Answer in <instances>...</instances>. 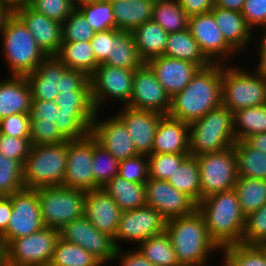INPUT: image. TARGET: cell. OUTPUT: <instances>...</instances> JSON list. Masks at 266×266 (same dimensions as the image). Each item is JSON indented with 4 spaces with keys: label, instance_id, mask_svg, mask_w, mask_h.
I'll return each mask as SVG.
<instances>
[{
    "label": "cell",
    "instance_id": "obj_1",
    "mask_svg": "<svg viewBox=\"0 0 266 266\" xmlns=\"http://www.w3.org/2000/svg\"><path fill=\"white\" fill-rule=\"evenodd\" d=\"M222 64L199 68L189 84L171 98L169 116L192 123L221 105Z\"/></svg>",
    "mask_w": 266,
    "mask_h": 266
},
{
    "label": "cell",
    "instance_id": "obj_2",
    "mask_svg": "<svg viewBox=\"0 0 266 266\" xmlns=\"http://www.w3.org/2000/svg\"><path fill=\"white\" fill-rule=\"evenodd\" d=\"M210 239L219 249L242 242L245 215L234 189L212 194L197 204Z\"/></svg>",
    "mask_w": 266,
    "mask_h": 266
},
{
    "label": "cell",
    "instance_id": "obj_3",
    "mask_svg": "<svg viewBox=\"0 0 266 266\" xmlns=\"http://www.w3.org/2000/svg\"><path fill=\"white\" fill-rule=\"evenodd\" d=\"M165 232L181 266L205 265L211 258L210 253L220 250L210 239L204 218L197 208L191 214L167 220Z\"/></svg>",
    "mask_w": 266,
    "mask_h": 266
},
{
    "label": "cell",
    "instance_id": "obj_4",
    "mask_svg": "<svg viewBox=\"0 0 266 266\" xmlns=\"http://www.w3.org/2000/svg\"><path fill=\"white\" fill-rule=\"evenodd\" d=\"M1 36L9 76H26L46 58L27 26L14 12L5 20Z\"/></svg>",
    "mask_w": 266,
    "mask_h": 266
},
{
    "label": "cell",
    "instance_id": "obj_5",
    "mask_svg": "<svg viewBox=\"0 0 266 266\" xmlns=\"http://www.w3.org/2000/svg\"><path fill=\"white\" fill-rule=\"evenodd\" d=\"M236 143L233 113L223 105L189 124V154L220 152Z\"/></svg>",
    "mask_w": 266,
    "mask_h": 266
},
{
    "label": "cell",
    "instance_id": "obj_6",
    "mask_svg": "<svg viewBox=\"0 0 266 266\" xmlns=\"http://www.w3.org/2000/svg\"><path fill=\"white\" fill-rule=\"evenodd\" d=\"M68 140L57 144L32 145L22 167L27 189L63 185Z\"/></svg>",
    "mask_w": 266,
    "mask_h": 266
},
{
    "label": "cell",
    "instance_id": "obj_7",
    "mask_svg": "<svg viewBox=\"0 0 266 266\" xmlns=\"http://www.w3.org/2000/svg\"><path fill=\"white\" fill-rule=\"evenodd\" d=\"M228 66L222 64L221 105L234 113L266 104V78L254 70Z\"/></svg>",
    "mask_w": 266,
    "mask_h": 266
},
{
    "label": "cell",
    "instance_id": "obj_8",
    "mask_svg": "<svg viewBox=\"0 0 266 266\" xmlns=\"http://www.w3.org/2000/svg\"><path fill=\"white\" fill-rule=\"evenodd\" d=\"M44 227L59 230L84 215L86 192L62 185L36 188Z\"/></svg>",
    "mask_w": 266,
    "mask_h": 266
},
{
    "label": "cell",
    "instance_id": "obj_9",
    "mask_svg": "<svg viewBox=\"0 0 266 266\" xmlns=\"http://www.w3.org/2000/svg\"><path fill=\"white\" fill-rule=\"evenodd\" d=\"M59 230L43 227L31 235L13 239L4 248V266L50 264Z\"/></svg>",
    "mask_w": 266,
    "mask_h": 266
},
{
    "label": "cell",
    "instance_id": "obj_10",
    "mask_svg": "<svg viewBox=\"0 0 266 266\" xmlns=\"http://www.w3.org/2000/svg\"><path fill=\"white\" fill-rule=\"evenodd\" d=\"M201 181V200L216 193L234 189L238 179L233 146L220 152L196 156Z\"/></svg>",
    "mask_w": 266,
    "mask_h": 266
},
{
    "label": "cell",
    "instance_id": "obj_11",
    "mask_svg": "<svg viewBox=\"0 0 266 266\" xmlns=\"http://www.w3.org/2000/svg\"><path fill=\"white\" fill-rule=\"evenodd\" d=\"M135 69L118 68L99 64L89 77L91 101L95 111H101L108 99L119 100L127 106L131 98Z\"/></svg>",
    "mask_w": 266,
    "mask_h": 266
},
{
    "label": "cell",
    "instance_id": "obj_12",
    "mask_svg": "<svg viewBox=\"0 0 266 266\" xmlns=\"http://www.w3.org/2000/svg\"><path fill=\"white\" fill-rule=\"evenodd\" d=\"M9 197L12 215L9 218L6 236L0 241L4 248L13 239L31 235L44 227L36 189L24 188Z\"/></svg>",
    "mask_w": 266,
    "mask_h": 266
},
{
    "label": "cell",
    "instance_id": "obj_13",
    "mask_svg": "<svg viewBox=\"0 0 266 266\" xmlns=\"http://www.w3.org/2000/svg\"><path fill=\"white\" fill-rule=\"evenodd\" d=\"M59 237L81 246L103 264L113 262L118 249L114 238L100 232L84 215L60 228Z\"/></svg>",
    "mask_w": 266,
    "mask_h": 266
},
{
    "label": "cell",
    "instance_id": "obj_14",
    "mask_svg": "<svg viewBox=\"0 0 266 266\" xmlns=\"http://www.w3.org/2000/svg\"><path fill=\"white\" fill-rule=\"evenodd\" d=\"M166 219L154 208L143 206L122 212L114 242L120 248L119 242H133L137 246L146 239L165 232Z\"/></svg>",
    "mask_w": 266,
    "mask_h": 266
},
{
    "label": "cell",
    "instance_id": "obj_15",
    "mask_svg": "<svg viewBox=\"0 0 266 266\" xmlns=\"http://www.w3.org/2000/svg\"><path fill=\"white\" fill-rule=\"evenodd\" d=\"M127 107L162 115L169 114L171 97L146 63L135 69L131 98Z\"/></svg>",
    "mask_w": 266,
    "mask_h": 266
},
{
    "label": "cell",
    "instance_id": "obj_16",
    "mask_svg": "<svg viewBox=\"0 0 266 266\" xmlns=\"http://www.w3.org/2000/svg\"><path fill=\"white\" fill-rule=\"evenodd\" d=\"M93 136L68 140L67 162L62 186L91 191L99 189L92 172Z\"/></svg>",
    "mask_w": 266,
    "mask_h": 266
},
{
    "label": "cell",
    "instance_id": "obj_17",
    "mask_svg": "<svg viewBox=\"0 0 266 266\" xmlns=\"http://www.w3.org/2000/svg\"><path fill=\"white\" fill-rule=\"evenodd\" d=\"M188 28L198 42L201 51L211 63L226 64L233 55L236 56V52L224 40L211 12L189 17Z\"/></svg>",
    "mask_w": 266,
    "mask_h": 266
},
{
    "label": "cell",
    "instance_id": "obj_18",
    "mask_svg": "<svg viewBox=\"0 0 266 266\" xmlns=\"http://www.w3.org/2000/svg\"><path fill=\"white\" fill-rule=\"evenodd\" d=\"M146 205L157 210L166 220L191 214L197 204L168 181L150 179L145 183Z\"/></svg>",
    "mask_w": 266,
    "mask_h": 266
},
{
    "label": "cell",
    "instance_id": "obj_19",
    "mask_svg": "<svg viewBox=\"0 0 266 266\" xmlns=\"http://www.w3.org/2000/svg\"><path fill=\"white\" fill-rule=\"evenodd\" d=\"M97 111L91 127V135L98 144L111 153L118 161L138 155L131 135L123 121L114 113L105 120L98 119Z\"/></svg>",
    "mask_w": 266,
    "mask_h": 266
},
{
    "label": "cell",
    "instance_id": "obj_20",
    "mask_svg": "<svg viewBox=\"0 0 266 266\" xmlns=\"http://www.w3.org/2000/svg\"><path fill=\"white\" fill-rule=\"evenodd\" d=\"M14 13L31 32L39 48L46 56H56L62 44L61 23L31 9L28 5L17 8Z\"/></svg>",
    "mask_w": 266,
    "mask_h": 266
},
{
    "label": "cell",
    "instance_id": "obj_21",
    "mask_svg": "<svg viewBox=\"0 0 266 266\" xmlns=\"http://www.w3.org/2000/svg\"><path fill=\"white\" fill-rule=\"evenodd\" d=\"M121 109L116 115L127 127L137 153L147 156L152 154L155 132L163 115L127 106Z\"/></svg>",
    "mask_w": 266,
    "mask_h": 266
},
{
    "label": "cell",
    "instance_id": "obj_22",
    "mask_svg": "<svg viewBox=\"0 0 266 266\" xmlns=\"http://www.w3.org/2000/svg\"><path fill=\"white\" fill-rule=\"evenodd\" d=\"M146 64L171 98L189 84L199 69L195 63L164 55L154 57Z\"/></svg>",
    "mask_w": 266,
    "mask_h": 266
},
{
    "label": "cell",
    "instance_id": "obj_23",
    "mask_svg": "<svg viewBox=\"0 0 266 266\" xmlns=\"http://www.w3.org/2000/svg\"><path fill=\"white\" fill-rule=\"evenodd\" d=\"M84 216L100 232L114 238L122 211L103 188L86 191Z\"/></svg>",
    "mask_w": 266,
    "mask_h": 266
},
{
    "label": "cell",
    "instance_id": "obj_24",
    "mask_svg": "<svg viewBox=\"0 0 266 266\" xmlns=\"http://www.w3.org/2000/svg\"><path fill=\"white\" fill-rule=\"evenodd\" d=\"M67 68L57 56H46L35 71L25 76L32 100L55 101L59 94L61 75Z\"/></svg>",
    "mask_w": 266,
    "mask_h": 266
},
{
    "label": "cell",
    "instance_id": "obj_25",
    "mask_svg": "<svg viewBox=\"0 0 266 266\" xmlns=\"http://www.w3.org/2000/svg\"><path fill=\"white\" fill-rule=\"evenodd\" d=\"M152 153H189V124L163 115L155 132Z\"/></svg>",
    "mask_w": 266,
    "mask_h": 266
},
{
    "label": "cell",
    "instance_id": "obj_26",
    "mask_svg": "<svg viewBox=\"0 0 266 266\" xmlns=\"http://www.w3.org/2000/svg\"><path fill=\"white\" fill-rule=\"evenodd\" d=\"M226 43L238 54L249 45L254 34L239 11L214 6L210 11Z\"/></svg>",
    "mask_w": 266,
    "mask_h": 266
},
{
    "label": "cell",
    "instance_id": "obj_27",
    "mask_svg": "<svg viewBox=\"0 0 266 266\" xmlns=\"http://www.w3.org/2000/svg\"><path fill=\"white\" fill-rule=\"evenodd\" d=\"M32 95L25 76L0 80V119L18 113H29Z\"/></svg>",
    "mask_w": 266,
    "mask_h": 266
},
{
    "label": "cell",
    "instance_id": "obj_28",
    "mask_svg": "<svg viewBox=\"0 0 266 266\" xmlns=\"http://www.w3.org/2000/svg\"><path fill=\"white\" fill-rule=\"evenodd\" d=\"M116 29L133 31L152 20L154 0H116L112 2Z\"/></svg>",
    "mask_w": 266,
    "mask_h": 266
},
{
    "label": "cell",
    "instance_id": "obj_29",
    "mask_svg": "<svg viewBox=\"0 0 266 266\" xmlns=\"http://www.w3.org/2000/svg\"><path fill=\"white\" fill-rule=\"evenodd\" d=\"M138 54L144 63L162 56L166 49L168 33L153 20L146 21L132 31Z\"/></svg>",
    "mask_w": 266,
    "mask_h": 266
},
{
    "label": "cell",
    "instance_id": "obj_30",
    "mask_svg": "<svg viewBox=\"0 0 266 266\" xmlns=\"http://www.w3.org/2000/svg\"><path fill=\"white\" fill-rule=\"evenodd\" d=\"M163 55L195 63L199 68L211 64L201 51L198 42L191 35L189 28L168 34Z\"/></svg>",
    "mask_w": 266,
    "mask_h": 266
},
{
    "label": "cell",
    "instance_id": "obj_31",
    "mask_svg": "<svg viewBox=\"0 0 266 266\" xmlns=\"http://www.w3.org/2000/svg\"><path fill=\"white\" fill-rule=\"evenodd\" d=\"M102 188L122 212L146 205L145 184L130 182L117 175Z\"/></svg>",
    "mask_w": 266,
    "mask_h": 266
},
{
    "label": "cell",
    "instance_id": "obj_32",
    "mask_svg": "<svg viewBox=\"0 0 266 266\" xmlns=\"http://www.w3.org/2000/svg\"><path fill=\"white\" fill-rule=\"evenodd\" d=\"M68 68L81 71L90 77L99 63L90 41L62 42L56 55Z\"/></svg>",
    "mask_w": 266,
    "mask_h": 266
},
{
    "label": "cell",
    "instance_id": "obj_33",
    "mask_svg": "<svg viewBox=\"0 0 266 266\" xmlns=\"http://www.w3.org/2000/svg\"><path fill=\"white\" fill-rule=\"evenodd\" d=\"M104 64L126 69H137L144 64L131 31L113 29L112 55H109Z\"/></svg>",
    "mask_w": 266,
    "mask_h": 266
},
{
    "label": "cell",
    "instance_id": "obj_34",
    "mask_svg": "<svg viewBox=\"0 0 266 266\" xmlns=\"http://www.w3.org/2000/svg\"><path fill=\"white\" fill-rule=\"evenodd\" d=\"M167 181L176 190L184 192L196 204L201 201V181L196 156L189 155Z\"/></svg>",
    "mask_w": 266,
    "mask_h": 266
},
{
    "label": "cell",
    "instance_id": "obj_35",
    "mask_svg": "<svg viewBox=\"0 0 266 266\" xmlns=\"http://www.w3.org/2000/svg\"><path fill=\"white\" fill-rule=\"evenodd\" d=\"M238 177L266 180V153L249 146L244 140L233 145Z\"/></svg>",
    "mask_w": 266,
    "mask_h": 266
},
{
    "label": "cell",
    "instance_id": "obj_36",
    "mask_svg": "<svg viewBox=\"0 0 266 266\" xmlns=\"http://www.w3.org/2000/svg\"><path fill=\"white\" fill-rule=\"evenodd\" d=\"M137 249L154 266H181L166 232L146 239Z\"/></svg>",
    "mask_w": 266,
    "mask_h": 266
},
{
    "label": "cell",
    "instance_id": "obj_37",
    "mask_svg": "<svg viewBox=\"0 0 266 266\" xmlns=\"http://www.w3.org/2000/svg\"><path fill=\"white\" fill-rule=\"evenodd\" d=\"M188 18L179 0H154L152 20L168 34L187 29Z\"/></svg>",
    "mask_w": 266,
    "mask_h": 266
},
{
    "label": "cell",
    "instance_id": "obj_38",
    "mask_svg": "<svg viewBox=\"0 0 266 266\" xmlns=\"http://www.w3.org/2000/svg\"><path fill=\"white\" fill-rule=\"evenodd\" d=\"M233 122L236 141L266 132V104L237 110Z\"/></svg>",
    "mask_w": 266,
    "mask_h": 266
},
{
    "label": "cell",
    "instance_id": "obj_39",
    "mask_svg": "<svg viewBox=\"0 0 266 266\" xmlns=\"http://www.w3.org/2000/svg\"><path fill=\"white\" fill-rule=\"evenodd\" d=\"M234 191L245 216L257 211L266 203V180L238 177Z\"/></svg>",
    "mask_w": 266,
    "mask_h": 266
},
{
    "label": "cell",
    "instance_id": "obj_40",
    "mask_svg": "<svg viewBox=\"0 0 266 266\" xmlns=\"http://www.w3.org/2000/svg\"><path fill=\"white\" fill-rule=\"evenodd\" d=\"M222 266H266V245L233 244L220 249Z\"/></svg>",
    "mask_w": 266,
    "mask_h": 266
},
{
    "label": "cell",
    "instance_id": "obj_41",
    "mask_svg": "<svg viewBox=\"0 0 266 266\" xmlns=\"http://www.w3.org/2000/svg\"><path fill=\"white\" fill-rule=\"evenodd\" d=\"M50 264L52 266L106 265L81 246L71 242H67L61 238L57 240Z\"/></svg>",
    "mask_w": 266,
    "mask_h": 266
},
{
    "label": "cell",
    "instance_id": "obj_42",
    "mask_svg": "<svg viewBox=\"0 0 266 266\" xmlns=\"http://www.w3.org/2000/svg\"><path fill=\"white\" fill-rule=\"evenodd\" d=\"M96 112L57 111V125L60 133L67 140H77L90 134Z\"/></svg>",
    "mask_w": 266,
    "mask_h": 266
},
{
    "label": "cell",
    "instance_id": "obj_43",
    "mask_svg": "<svg viewBox=\"0 0 266 266\" xmlns=\"http://www.w3.org/2000/svg\"><path fill=\"white\" fill-rule=\"evenodd\" d=\"M92 172L94 182L102 188L119 174V161L106 149L98 144L93 137Z\"/></svg>",
    "mask_w": 266,
    "mask_h": 266
},
{
    "label": "cell",
    "instance_id": "obj_44",
    "mask_svg": "<svg viewBox=\"0 0 266 266\" xmlns=\"http://www.w3.org/2000/svg\"><path fill=\"white\" fill-rule=\"evenodd\" d=\"M96 32L116 29L112 2L96 1L77 7Z\"/></svg>",
    "mask_w": 266,
    "mask_h": 266
},
{
    "label": "cell",
    "instance_id": "obj_45",
    "mask_svg": "<svg viewBox=\"0 0 266 266\" xmlns=\"http://www.w3.org/2000/svg\"><path fill=\"white\" fill-rule=\"evenodd\" d=\"M189 153H163L148 155V176L150 179L167 181Z\"/></svg>",
    "mask_w": 266,
    "mask_h": 266
},
{
    "label": "cell",
    "instance_id": "obj_46",
    "mask_svg": "<svg viewBox=\"0 0 266 266\" xmlns=\"http://www.w3.org/2000/svg\"><path fill=\"white\" fill-rule=\"evenodd\" d=\"M22 165L0 153V196H9L24 189Z\"/></svg>",
    "mask_w": 266,
    "mask_h": 266
},
{
    "label": "cell",
    "instance_id": "obj_47",
    "mask_svg": "<svg viewBox=\"0 0 266 266\" xmlns=\"http://www.w3.org/2000/svg\"><path fill=\"white\" fill-rule=\"evenodd\" d=\"M62 42L91 41L96 31L76 8L61 24Z\"/></svg>",
    "mask_w": 266,
    "mask_h": 266
},
{
    "label": "cell",
    "instance_id": "obj_48",
    "mask_svg": "<svg viewBox=\"0 0 266 266\" xmlns=\"http://www.w3.org/2000/svg\"><path fill=\"white\" fill-rule=\"evenodd\" d=\"M249 245H266V203L245 217L242 242Z\"/></svg>",
    "mask_w": 266,
    "mask_h": 266
},
{
    "label": "cell",
    "instance_id": "obj_49",
    "mask_svg": "<svg viewBox=\"0 0 266 266\" xmlns=\"http://www.w3.org/2000/svg\"><path fill=\"white\" fill-rule=\"evenodd\" d=\"M28 6L61 24L76 9L72 0H30Z\"/></svg>",
    "mask_w": 266,
    "mask_h": 266
},
{
    "label": "cell",
    "instance_id": "obj_50",
    "mask_svg": "<svg viewBox=\"0 0 266 266\" xmlns=\"http://www.w3.org/2000/svg\"><path fill=\"white\" fill-rule=\"evenodd\" d=\"M55 102L59 110L65 112H96L91 91L59 92Z\"/></svg>",
    "mask_w": 266,
    "mask_h": 266
},
{
    "label": "cell",
    "instance_id": "obj_51",
    "mask_svg": "<svg viewBox=\"0 0 266 266\" xmlns=\"http://www.w3.org/2000/svg\"><path fill=\"white\" fill-rule=\"evenodd\" d=\"M120 177L127 181L145 184L148 181V156L138 154L134 157L119 161Z\"/></svg>",
    "mask_w": 266,
    "mask_h": 266
},
{
    "label": "cell",
    "instance_id": "obj_52",
    "mask_svg": "<svg viewBox=\"0 0 266 266\" xmlns=\"http://www.w3.org/2000/svg\"><path fill=\"white\" fill-rule=\"evenodd\" d=\"M30 141L32 145L57 144L67 139L60 133L54 122L30 121Z\"/></svg>",
    "mask_w": 266,
    "mask_h": 266
},
{
    "label": "cell",
    "instance_id": "obj_53",
    "mask_svg": "<svg viewBox=\"0 0 266 266\" xmlns=\"http://www.w3.org/2000/svg\"><path fill=\"white\" fill-rule=\"evenodd\" d=\"M31 147L30 138L11 137L0 133V153L7 158L17 160L22 166Z\"/></svg>",
    "mask_w": 266,
    "mask_h": 266
},
{
    "label": "cell",
    "instance_id": "obj_54",
    "mask_svg": "<svg viewBox=\"0 0 266 266\" xmlns=\"http://www.w3.org/2000/svg\"><path fill=\"white\" fill-rule=\"evenodd\" d=\"M28 113H18L0 119V133L11 137L30 138Z\"/></svg>",
    "mask_w": 266,
    "mask_h": 266
},
{
    "label": "cell",
    "instance_id": "obj_55",
    "mask_svg": "<svg viewBox=\"0 0 266 266\" xmlns=\"http://www.w3.org/2000/svg\"><path fill=\"white\" fill-rule=\"evenodd\" d=\"M241 14L252 30L262 27V32H266V0H246Z\"/></svg>",
    "mask_w": 266,
    "mask_h": 266
},
{
    "label": "cell",
    "instance_id": "obj_56",
    "mask_svg": "<svg viewBox=\"0 0 266 266\" xmlns=\"http://www.w3.org/2000/svg\"><path fill=\"white\" fill-rule=\"evenodd\" d=\"M91 91L89 77L78 70L67 68L61 75L59 92Z\"/></svg>",
    "mask_w": 266,
    "mask_h": 266
},
{
    "label": "cell",
    "instance_id": "obj_57",
    "mask_svg": "<svg viewBox=\"0 0 266 266\" xmlns=\"http://www.w3.org/2000/svg\"><path fill=\"white\" fill-rule=\"evenodd\" d=\"M90 43L94 51L96 61L99 64H104L109 58V55H112L113 29L96 32Z\"/></svg>",
    "mask_w": 266,
    "mask_h": 266
},
{
    "label": "cell",
    "instance_id": "obj_58",
    "mask_svg": "<svg viewBox=\"0 0 266 266\" xmlns=\"http://www.w3.org/2000/svg\"><path fill=\"white\" fill-rule=\"evenodd\" d=\"M57 111L59 108L55 101L32 100L31 109L29 110L30 121L57 122Z\"/></svg>",
    "mask_w": 266,
    "mask_h": 266
},
{
    "label": "cell",
    "instance_id": "obj_59",
    "mask_svg": "<svg viewBox=\"0 0 266 266\" xmlns=\"http://www.w3.org/2000/svg\"><path fill=\"white\" fill-rule=\"evenodd\" d=\"M113 261H118L120 266H154L136 247L128 252L126 250L123 251L122 247L118 248Z\"/></svg>",
    "mask_w": 266,
    "mask_h": 266
},
{
    "label": "cell",
    "instance_id": "obj_60",
    "mask_svg": "<svg viewBox=\"0 0 266 266\" xmlns=\"http://www.w3.org/2000/svg\"><path fill=\"white\" fill-rule=\"evenodd\" d=\"M183 11L188 17L211 11L215 0H179Z\"/></svg>",
    "mask_w": 266,
    "mask_h": 266
},
{
    "label": "cell",
    "instance_id": "obj_61",
    "mask_svg": "<svg viewBox=\"0 0 266 266\" xmlns=\"http://www.w3.org/2000/svg\"><path fill=\"white\" fill-rule=\"evenodd\" d=\"M11 215V198L9 196H0V241L6 236V229Z\"/></svg>",
    "mask_w": 266,
    "mask_h": 266
},
{
    "label": "cell",
    "instance_id": "obj_62",
    "mask_svg": "<svg viewBox=\"0 0 266 266\" xmlns=\"http://www.w3.org/2000/svg\"><path fill=\"white\" fill-rule=\"evenodd\" d=\"M263 34V35H262ZM259 37L260 44L258 46V64L256 65L255 72L266 78V32L262 33Z\"/></svg>",
    "mask_w": 266,
    "mask_h": 266
},
{
    "label": "cell",
    "instance_id": "obj_63",
    "mask_svg": "<svg viewBox=\"0 0 266 266\" xmlns=\"http://www.w3.org/2000/svg\"><path fill=\"white\" fill-rule=\"evenodd\" d=\"M244 141L252 148L266 153V132L251 135Z\"/></svg>",
    "mask_w": 266,
    "mask_h": 266
},
{
    "label": "cell",
    "instance_id": "obj_64",
    "mask_svg": "<svg viewBox=\"0 0 266 266\" xmlns=\"http://www.w3.org/2000/svg\"><path fill=\"white\" fill-rule=\"evenodd\" d=\"M246 0H215L214 6L241 12Z\"/></svg>",
    "mask_w": 266,
    "mask_h": 266
},
{
    "label": "cell",
    "instance_id": "obj_65",
    "mask_svg": "<svg viewBox=\"0 0 266 266\" xmlns=\"http://www.w3.org/2000/svg\"><path fill=\"white\" fill-rule=\"evenodd\" d=\"M30 0H0V3L5 5L11 12L17 8L27 6Z\"/></svg>",
    "mask_w": 266,
    "mask_h": 266
},
{
    "label": "cell",
    "instance_id": "obj_66",
    "mask_svg": "<svg viewBox=\"0 0 266 266\" xmlns=\"http://www.w3.org/2000/svg\"><path fill=\"white\" fill-rule=\"evenodd\" d=\"M12 12L3 4L0 3V34L3 29V25L5 23V20ZM1 36V35H0Z\"/></svg>",
    "mask_w": 266,
    "mask_h": 266
},
{
    "label": "cell",
    "instance_id": "obj_67",
    "mask_svg": "<svg viewBox=\"0 0 266 266\" xmlns=\"http://www.w3.org/2000/svg\"><path fill=\"white\" fill-rule=\"evenodd\" d=\"M72 1L74 3V6L77 8L82 4L90 3V2H96V1H100V0H72Z\"/></svg>",
    "mask_w": 266,
    "mask_h": 266
},
{
    "label": "cell",
    "instance_id": "obj_68",
    "mask_svg": "<svg viewBox=\"0 0 266 266\" xmlns=\"http://www.w3.org/2000/svg\"><path fill=\"white\" fill-rule=\"evenodd\" d=\"M0 266H4V247L0 243Z\"/></svg>",
    "mask_w": 266,
    "mask_h": 266
},
{
    "label": "cell",
    "instance_id": "obj_69",
    "mask_svg": "<svg viewBox=\"0 0 266 266\" xmlns=\"http://www.w3.org/2000/svg\"><path fill=\"white\" fill-rule=\"evenodd\" d=\"M32 266H52L51 264H45V265H32Z\"/></svg>",
    "mask_w": 266,
    "mask_h": 266
},
{
    "label": "cell",
    "instance_id": "obj_70",
    "mask_svg": "<svg viewBox=\"0 0 266 266\" xmlns=\"http://www.w3.org/2000/svg\"><path fill=\"white\" fill-rule=\"evenodd\" d=\"M100 1L113 2V1H116V0H100Z\"/></svg>",
    "mask_w": 266,
    "mask_h": 266
}]
</instances>
